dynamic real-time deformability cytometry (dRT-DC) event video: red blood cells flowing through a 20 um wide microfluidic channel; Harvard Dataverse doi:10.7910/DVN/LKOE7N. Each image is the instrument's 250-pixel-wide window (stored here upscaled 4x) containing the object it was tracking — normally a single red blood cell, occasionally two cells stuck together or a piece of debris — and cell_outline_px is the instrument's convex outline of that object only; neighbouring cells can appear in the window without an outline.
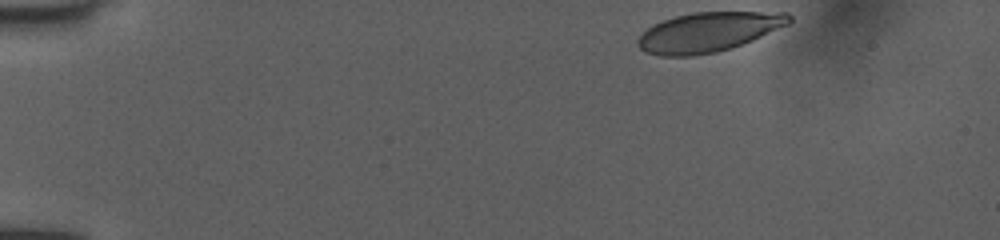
{"species": "human", "species_latin": "Homo sapiens", "temperature_condition": "room temperature", "stored_images_in_passage": 39, "camera_frame_rate_fps": 3000, "um_per_image_px": 0.085, "donor": {"sex": "female"}, "frame": {"image": 1, "passage_image": 1, "time_ms": 0.0, "image_size_px": [1000, 240], "cell_outline_px": [[792, 20], [788, 24], [752, 40], [716, 52], [692, 56], [660, 56], [644, 52], [636, 44], [636, 40], [652, 24], [676, 16], [692, 12], [788, 12], [792, 16]], "centroid_in_image_um": [60.18, 2.72], "position_along_channel_um": 24.8, "area_um2": 34.74}}
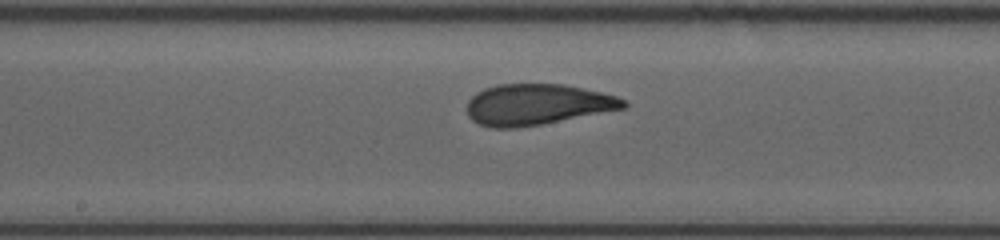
{"frame": {"image": 2, "passage_image": 22, "time_ms": 7.0, "image_size_px": [1000, 240], "cell_outline_px": [[628, 104], [624, 108], [540, 124], [512, 128], [492, 128], [480, 124], [472, 120], [468, 116], [468, 100], [476, 92], [484, 88], [496, 84], [564, 84], [600, 92], [616, 96], [624, 100]], "centroid_in_image_um": [45.61, 8.87], "position_along_channel_um": 202.6, "area_um2": 36.99}}
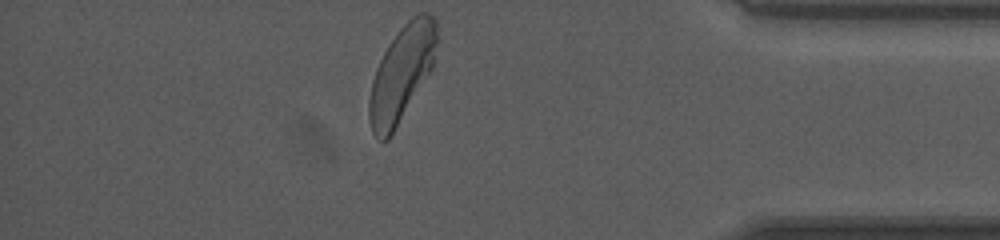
{"frame": {"image": 3, "passage_image": 39, "time_ms": 12.667, "image_size_px": [1000, 240], "cell_outline_px": [[436, 44], [432, 68], [388, 140], [380, 140], [372, 132], [368, 116], [368, 100], [372, 80], [376, 68], [388, 44], [400, 28], [412, 16], [420, 12], [428, 12], [436, 16]], "centroid_in_image_um": [34.12, 6.22], "position_along_channel_um": 401.1, "area_um2": 37.28}, "authors_computed_cell_mechanics": {"area_um2": 37.281, "velocity_mm_per_s": 4.0036, "shape_relaxation_time_tau1_ms": 4.3669, "shape_relaxation_time_tau2_ms": 0.8281, "deformation_change_tau1": 0.1795, "deformation_change_tau2": 0.0762}}